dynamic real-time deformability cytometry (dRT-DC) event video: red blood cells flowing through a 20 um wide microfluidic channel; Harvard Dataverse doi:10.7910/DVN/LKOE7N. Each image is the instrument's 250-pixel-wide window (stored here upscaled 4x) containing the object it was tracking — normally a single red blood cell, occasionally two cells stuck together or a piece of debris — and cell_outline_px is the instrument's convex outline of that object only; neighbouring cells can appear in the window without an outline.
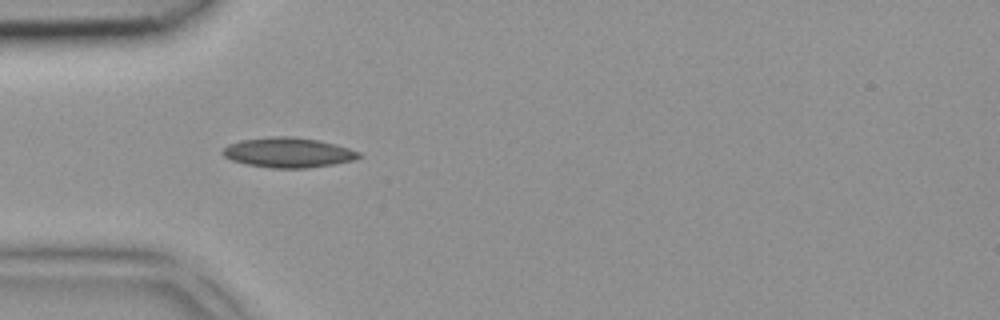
{"species": "common noctule bat (a hibernating species)", "species_latin": "Nyctalus noctula", "temperature_condition": "room temperature", "stored_images_in_passage": 4, "camera_frame_rate_fps": 3000, "um_per_image_px": 0.085, "animal": {"sex": "female", "body_mass_g": 18.4}, "frame": {"image": 1, "passage_image": 3, "time_ms": 0.667, "image_size_px": [1000, 320], "cell_outline_px": [[364, 156], [352, 160], [336, 164], [308, 168], [272, 168], [248, 164], [232, 160], [224, 156], [220, 152], [228, 144], [240, 140], [268, 136], [292, 136], [320, 140], [336, 144], [360, 152]], "centroid_in_image_um": [24.51, 12.96], "position_along_channel_um": 60.5, "area_um2": 23.99}}